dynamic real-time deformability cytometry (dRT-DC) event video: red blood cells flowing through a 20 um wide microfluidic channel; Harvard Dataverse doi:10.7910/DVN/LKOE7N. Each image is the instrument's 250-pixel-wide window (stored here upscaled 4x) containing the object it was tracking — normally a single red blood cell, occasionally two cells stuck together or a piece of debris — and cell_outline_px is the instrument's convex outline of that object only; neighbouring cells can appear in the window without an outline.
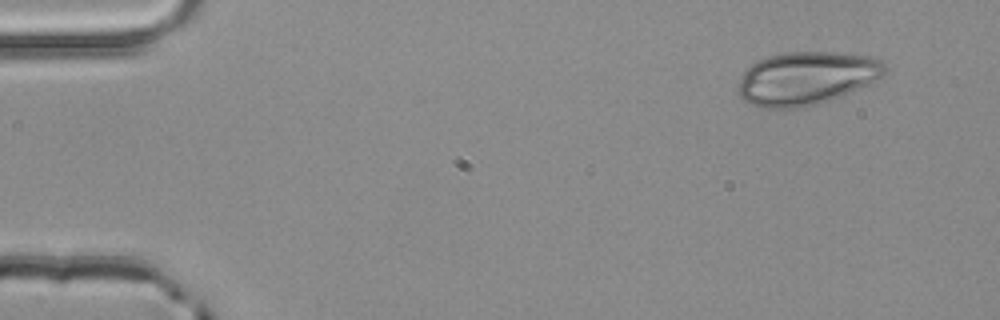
{"species": "common noctule bat (a hibernating species)", "species_latin": "Nyctalus noctula", "temperature_condition": "room temperature", "stored_images_in_passage": 3, "camera_frame_rate_fps": 3000, "um_per_image_px": 0.085, "animal": {"sex": "male", "body_mass_g": 20.4}, "frame": {"image": 1, "passage_image": 3, "time_ms": 0.667, "image_size_px": [1000, 320], "cell_outline_px": [[888, 68], [880, 76], [868, 84], [840, 96], [816, 104], [800, 108], [764, 108], [752, 104], [744, 100], [740, 96], [736, 88], [740, 76], [756, 60], [768, 56], [784, 52], [836, 52], [872, 56], [884, 60]], "centroid_in_image_um": [68.53, 6.63], "position_along_channel_um": 16.5, "area_um2": 45.6}}